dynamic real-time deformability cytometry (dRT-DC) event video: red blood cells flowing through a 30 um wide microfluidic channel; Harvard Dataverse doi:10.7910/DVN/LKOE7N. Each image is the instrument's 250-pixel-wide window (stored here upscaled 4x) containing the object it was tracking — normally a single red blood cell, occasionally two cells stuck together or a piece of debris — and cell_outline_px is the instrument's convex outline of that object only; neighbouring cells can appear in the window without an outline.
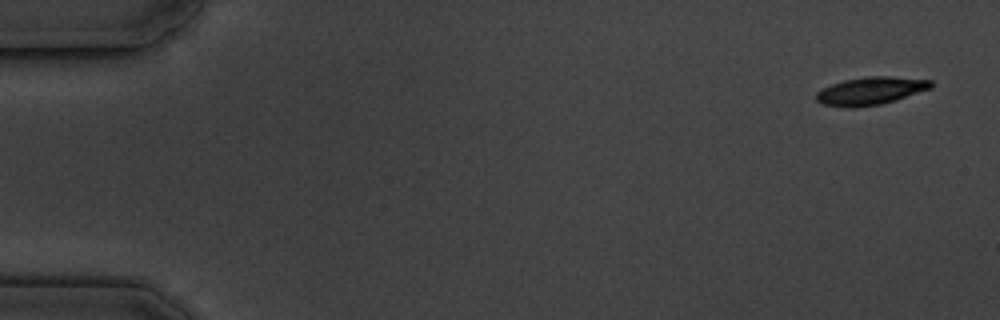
{"species": "common noctule bat (a hibernating species)", "species_latin": "Nyctalus noctula", "temperature_condition": "cold", "stored_images_in_passage": 4, "camera_frame_rate_fps": 3000, "um_per_image_px": 0.085, "animal": {"sex": "male", "body_mass_g": 19.5, "forearm_length_mm": 54.6}, "frame": {"image": 1, "passage_image": 1, "time_ms": 0.0, "image_size_px": [1000, 320], "cell_outline_px": [[932, 88], [896, 100], [880, 104], [856, 108], [848, 108], [820, 104], [816, 100], [816, 92], [832, 84], [844, 80], [864, 76], [892, 76], [932, 80]], "centroid_in_image_um": [73.99, 7.73], "position_along_channel_um": 11.0, "area_um2": 18.79}}